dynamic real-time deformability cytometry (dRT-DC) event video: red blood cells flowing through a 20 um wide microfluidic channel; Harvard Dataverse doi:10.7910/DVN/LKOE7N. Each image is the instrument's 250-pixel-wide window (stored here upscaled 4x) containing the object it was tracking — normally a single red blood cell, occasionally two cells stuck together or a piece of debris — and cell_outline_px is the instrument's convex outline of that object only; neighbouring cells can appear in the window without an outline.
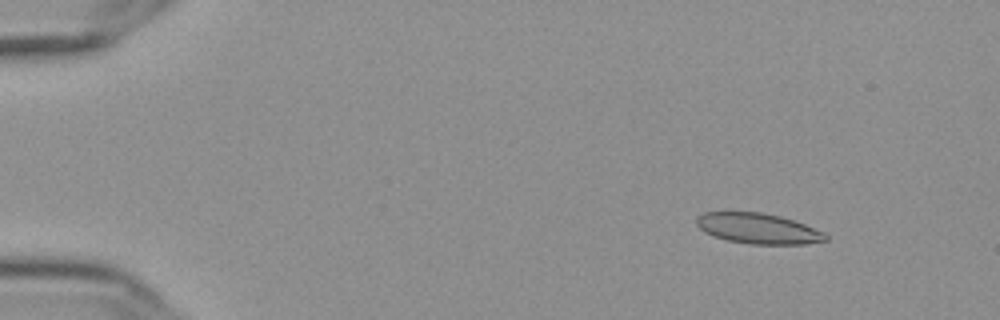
{"species": "Egyptian fruit bat (a non-hibernating species)", "species_latin": "Rousettus aegyptiacus", "temperature_condition": "cold", "stored_images_in_passage": 57, "camera_frame_rate_fps": 3000, "um_per_image_px": 0.085, "frame": {"image": 1, "passage_image": 7, "time_ms": 2.0, "image_size_px": [1000, 320], "cell_outline_px": [[828, 240], [804, 244], [752, 244], [728, 240], [712, 236], [704, 232], [696, 224], [696, 216], [704, 212], [760, 212], [780, 216], [804, 224], [824, 232], [828, 236]], "centroid_in_image_um": [64.42, 19.42], "position_along_channel_um": 20.6, "area_um2": 22.89}}
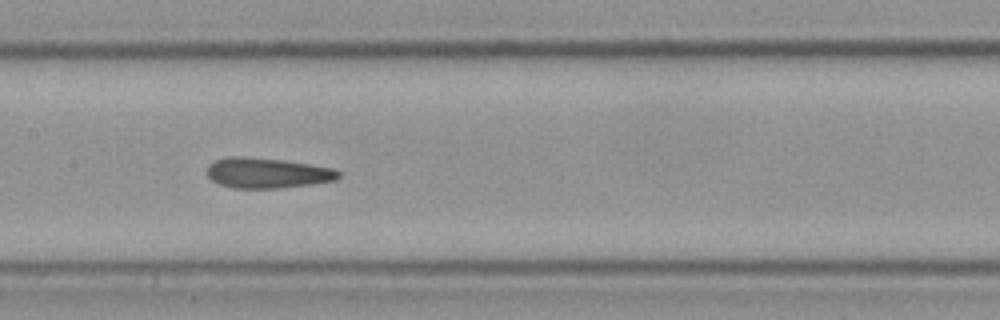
{"frame": {"image": 2, "passage_image": 29, "time_ms": 9.333, "image_size_px": [1000, 320], "cell_outline_px": [[340, 176], [336, 180], [312, 184], [280, 188], [232, 188], [220, 184], [212, 180], [208, 176], [208, 164], [216, 160], [232, 156], [240, 156], [280, 160], [308, 164], [332, 168], [340, 172]], "centroid_in_image_um": [22.71, 14.71], "position_along_channel_um": 184.7, "area_um2": 23.0}}
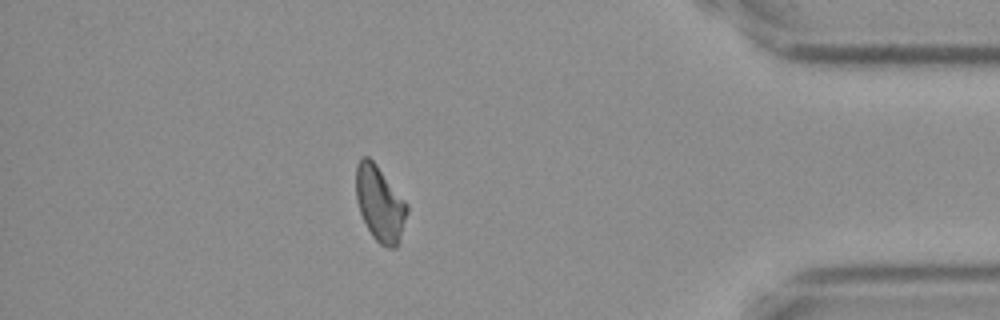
{"frame": {"image": 3, "passage_image": 50, "time_ms": 16.333, "image_size_px": [1000, 320], "cell_outline_px": [[408, 212], [400, 240], [396, 248], [388, 248], [380, 244], [372, 236], [360, 212], [356, 200], [356, 164], [360, 156], [368, 156], [376, 164], [408, 204]], "centroid_in_image_um": [32.29, 17.31], "position_along_channel_um": 402.9, "area_um2": 22.48}, "authors_computed_cell_mechanics": {"area_um2": 23.0044, "velocity_mm_per_s": 3.6281, "shape_relaxation_time_tau1_ms": 5.0766, "shape_relaxation_time_tau2_ms": 1.6675, "deformation_change_tau1": 0.1418, "deformation_change_tau2": 0.1156}}